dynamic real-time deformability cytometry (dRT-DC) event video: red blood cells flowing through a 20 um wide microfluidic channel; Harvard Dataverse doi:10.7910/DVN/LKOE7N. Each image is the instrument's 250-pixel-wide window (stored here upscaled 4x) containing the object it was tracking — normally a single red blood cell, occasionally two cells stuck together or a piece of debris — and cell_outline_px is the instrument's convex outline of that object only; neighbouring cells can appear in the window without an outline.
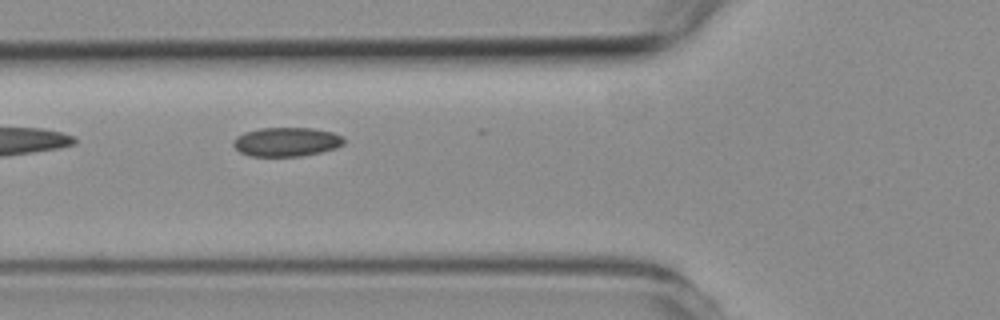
{"species": "common noctule bat (a hibernating species)", "species_latin": "Nyctalus noctula", "temperature_condition": "room temperature", "stored_images_in_passage": 6, "camera_frame_rate_fps": 3000, "um_per_image_px": 0.085, "animal": {"sex": "female", "body_mass_g": 19.3, "forearm_length_mm": 54.1}, "frame": {"image": 1, "passage_image": 3, "time_ms": 2.333, "image_size_px": [1000, 320], "cell_outline_px": [[344, 144], [336, 148], [320, 152], [300, 156], [248, 156], [240, 152], [232, 144], [232, 140], [236, 136], [244, 132], [260, 128], [312, 128], [332, 132], [344, 136]], "centroid_in_image_um": [24.34, 12.05], "position_along_channel_um": 101.5, "area_um2": 18.84}}
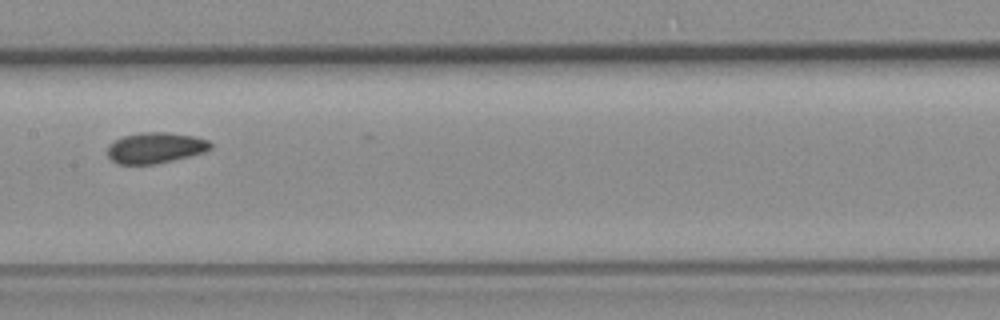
{"frame": {"image": 2, "passage_image": 5, "time_ms": 4.667, "image_size_px": [1000, 320], "cell_outline_px": [[212, 148], [204, 152], [156, 164], [116, 164], [108, 156], [108, 144], [124, 136], [140, 132], [168, 132], [192, 136], [208, 140], [212, 144]], "centroid_in_image_um": [13.19, 12.56], "position_along_channel_um": 194.2, "area_um2": 18.44}}
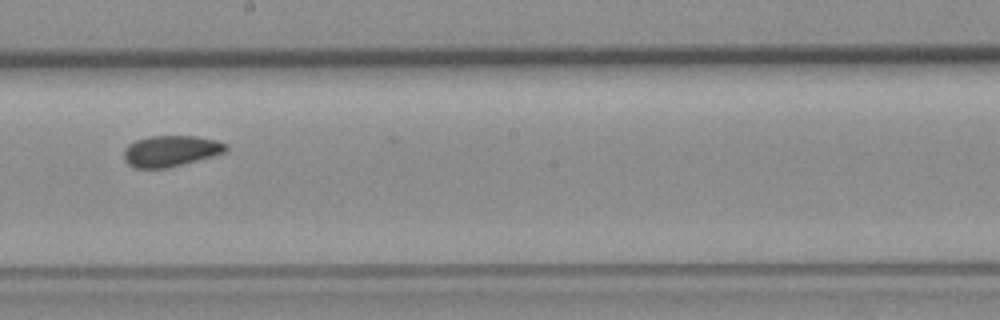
{"frame": {"image": 3, "passage_image": 6, "time_ms": 5.667, "image_size_px": [1000, 320], "cell_outline_px": [[228, 148], [224, 152], [212, 156], [168, 168], [136, 168], [128, 164], [124, 160], [124, 148], [128, 144], [136, 140], [152, 136], [196, 136], [216, 140], [228, 144]], "centroid_in_image_um": [14.5, 12.83], "position_along_channel_um": 233.7, "area_um2": 18.44}}